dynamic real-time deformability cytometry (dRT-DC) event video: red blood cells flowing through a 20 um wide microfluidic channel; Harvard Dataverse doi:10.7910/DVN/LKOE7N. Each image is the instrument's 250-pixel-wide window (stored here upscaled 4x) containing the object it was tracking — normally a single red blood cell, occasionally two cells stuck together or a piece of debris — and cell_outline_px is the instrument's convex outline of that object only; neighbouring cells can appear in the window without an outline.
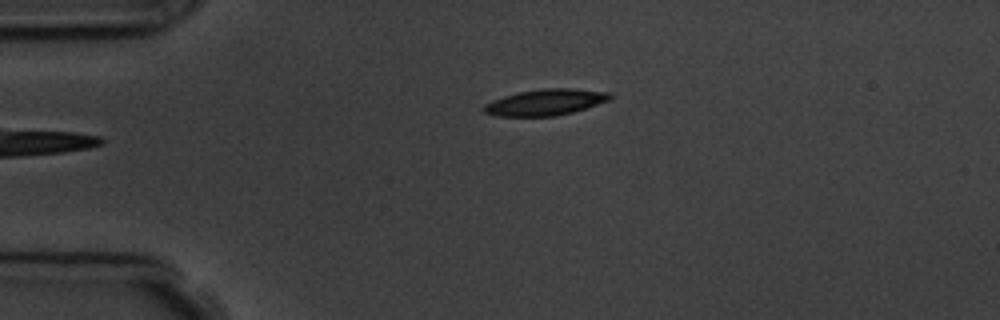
{"species": "common noctule bat (a hibernating species)", "species_latin": "Nyctalus noctula", "temperature_condition": "room temperature", "stored_images_in_passage": 3, "camera_frame_rate_fps": 3000, "um_per_image_px": 0.085, "animal": {"sex": "male", "body_mass_g": 19.5, "forearm_length_mm": 54.6}, "frame": {"image": 1, "passage_image": 3, "time_ms": 3.333, "image_size_px": [1000, 320], "cell_outline_px": [[612, 100], [572, 112], [556, 116], [496, 116], [484, 112], [480, 108], [484, 104], [492, 100], [504, 96], [520, 92], [544, 88], [572, 88], [612, 92]], "centroid_in_image_um": [46.39, 8.69], "position_along_channel_um": 38.6, "area_um2": 19.42}}